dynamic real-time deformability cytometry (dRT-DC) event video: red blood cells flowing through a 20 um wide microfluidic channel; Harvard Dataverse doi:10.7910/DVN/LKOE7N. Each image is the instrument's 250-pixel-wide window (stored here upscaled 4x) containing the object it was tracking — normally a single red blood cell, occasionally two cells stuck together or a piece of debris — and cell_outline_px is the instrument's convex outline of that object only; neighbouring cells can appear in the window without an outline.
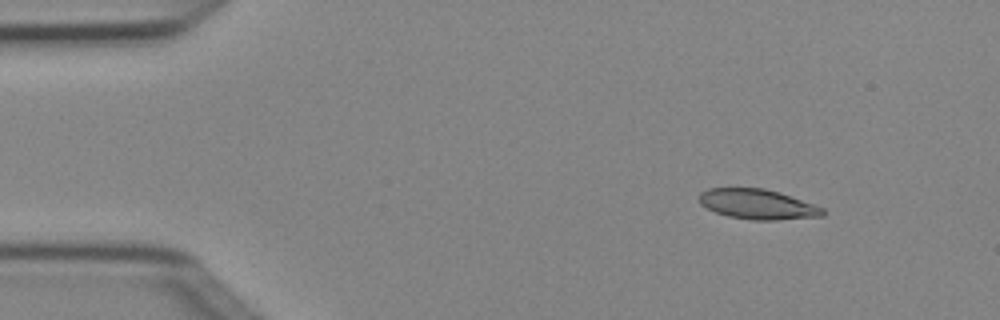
{"species": "Egyptian fruit bat (a non-hibernating species)", "species_latin": "Rousettus aegyptiacus", "temperature_condition": "cold", "stored_images_in_passage": 4, "camera_frame_rate_fps": 3000, "um_per_image_px": 0.085, "animal": {"sex": "female"}, "frame": {"image": 1, "passage_image": 1, "time_ms": 0.0, "image_size_px": [1000, 320], "cell_outline_px": [[824, 216], [776, 220], [752, 220], [728, 216], [716, 212], [700, 204], [700, 192], [708, 188], [764, 188], [780, 192], [824, 208]], "centroid_in_image_um": [64.4, 17.36], "position_along_channel_um": 20.6, "area_um2": 21.56}}
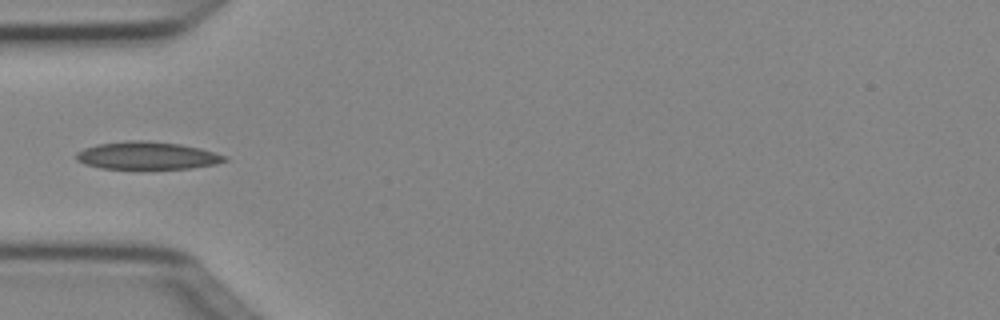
{"frame": {"image": 2, "passage_image": 3, "time_ms": 0.667, "image_size_px": [1000, 320], "cell_outline_px": [[228, 160], [216, 164], [192, 168], [100, 168], [84, 164], [76, 160], [76, 152], [84, 148], [96, 144], [124, 140], [144, 140], [180, 144], [200, 148], [228, 156]], "centroid_in_image_um": [12.5, 13.21], "position_along_channel_um": 72.5, "area_um2": 23.99}}
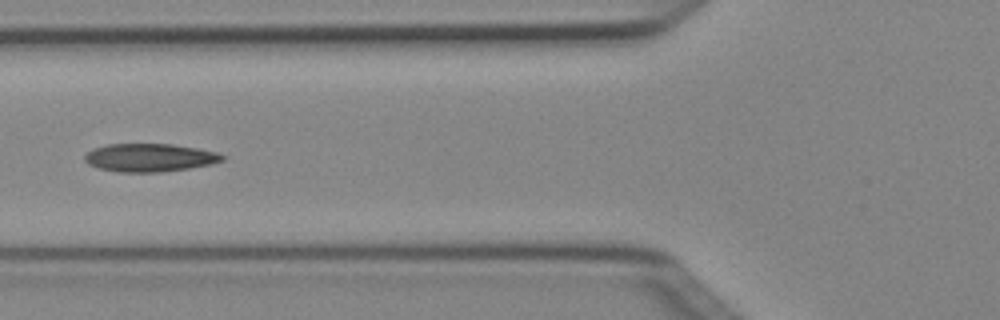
{"frame": {"image": 3, "passage_image": 4, "time_ms": 1.0, "image_size_px": [1000, 320], "cell_outline_px": [[224, 160], [212, 164], [188, 168], [160, 172], [116, 172], [100, 168], [88, 164], [84, 160], [84, 156], [92, 148], [108, 144], [172, 144], [196, 148], [216, 152], [224, 156]], "centroid_in_image_um": [12.69, 13.4], "position_along_channel_um": 113.1, "area_um2": 22.48}}